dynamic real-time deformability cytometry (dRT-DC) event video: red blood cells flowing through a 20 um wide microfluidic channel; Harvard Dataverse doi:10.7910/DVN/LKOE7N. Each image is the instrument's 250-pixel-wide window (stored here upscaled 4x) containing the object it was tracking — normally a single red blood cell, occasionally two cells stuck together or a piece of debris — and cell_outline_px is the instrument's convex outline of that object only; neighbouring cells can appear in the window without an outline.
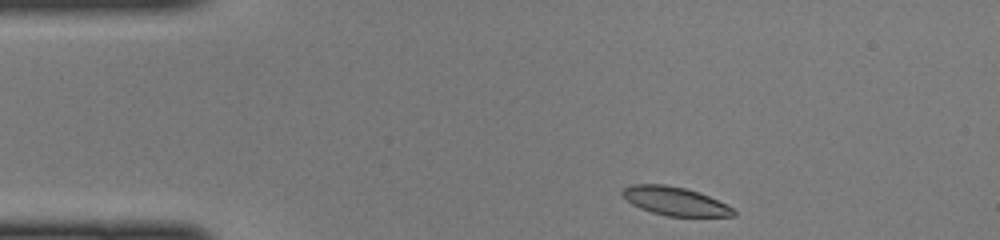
{"species": "common noctule bat (a hibernating species)", "species_latin": "Nyctalus noctula", "temperature_condition": "cold", "stored_images_in_passage": 40, "camera_frame_rate_fps": 3000, "um_per_image_px": 0.085, "animal": {"sex": "female", "body_mass_g": 22.0, "forearm_length_mm": 56.7}, "frame": {"image": 1, "passage_image": 1, "time_ms": 0.0, "image_size_px": [1000, 240], "cell_outline_px": [[736, 216], [668, 216], [652, 212], [640, 208], [632, 204], [620, 192], [624, 188], [632, 184], [664, 184], [684, 188], [700, 192], [732, 208], [736, 212]], "centroid_in_image_um": [57.36, 17.09], "position_along_channel_um": 27.6, "area_um2": 18.21}}
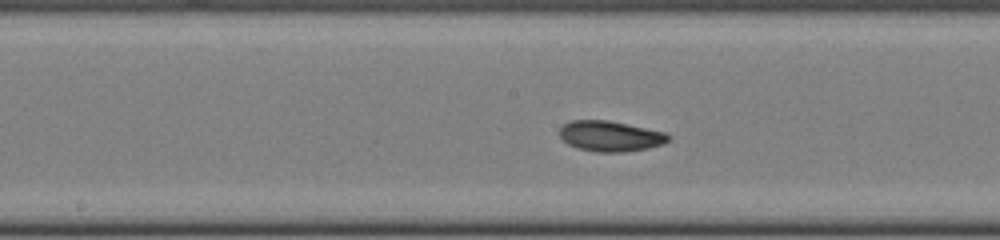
{"frame": {"image": 2, "passage_image": 17, "time_ms": 5.333, "image_size_px": [1000, 240], "cell_outline_px": [[672, 136], [664, 144], [648, 148], [624, 152], [600, 152], [580, 148], [568, 144], [560, 136], [560, 128], [564, 124], [572, 120], [608, 120], [664, 132]], "centroid_in_image_um": [51.9, 11.57], "position_along_channel_um": 196.3, "area_um2": 19.13}}
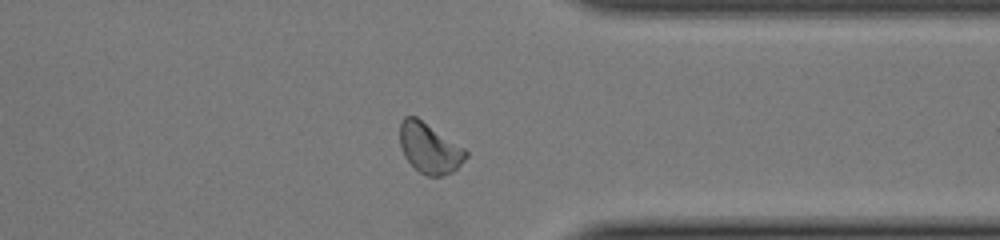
{"frame": {"image": 3, "passage_image": 30, "time_ms": 9.667, "image_size_px": [1000, 240], "cell_outline_px": [[468, 156], [452, 172], [440, 176], [428, 176], [420, 172], [404, 156], [400, 144], [400, 120], [404, 116], [416, 116], [464, 148], [468, 152]], "centroid_in_image_um": [36.49, 12.57], "position_along_channel_um": 374.9, "area_um2": 19.07}}